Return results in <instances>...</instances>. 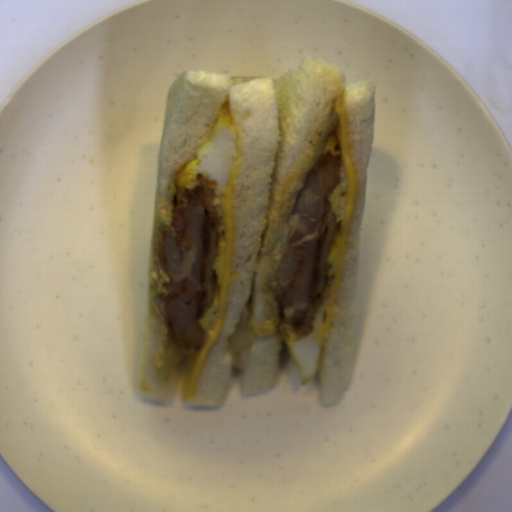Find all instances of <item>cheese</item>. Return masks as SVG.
<instances>
[{
    "instance_id": "9ae1461e",
    "label": "cheese",
    "mask_w": 512,
    "mask_h": 512,
    "mask_svg": "<svg viewBox=\"0 0 512 512\" xmlns=\"http://www.w3.org/2000/svg\"><path fill=\"white\" fill-rule=\"evenodd\" d=\"M241 156L238 157L232 166V170L226 185L220 188L218 207L220 209V217L224 224L219 226L218 231H223L225 240L224 248V268L222 275V286L214 293L218 296L219 314L215 321H210L207 331L204 333V344L200 350H196L192 356H188L186 360L181 396L183 400L197 399V384L202 368L208 358L209 352L218 341L224 324L225 310L228 301L233 245H234V216H233V199L235 182L239 170ZM220 238V239H221Z\"/></svg>"
},
{
    "instance_id": "39d9744d",
    "label": "cheese",
    "mask_w": 512,
    "mask_h": 512,
    "mask_svg": "<svg viewBox=\"0 0 512 512\" xmlns=\"http://www.w3.org/2000/svg\"><path fill=\"white\" fill-rule=\"evenodd\" d=\"M334 110L337 115L336 129L330 133L323 150L331 156H340L347 184L344 216L340 220V249L328 305L325 309L324 321L316 329L315 337L325 339L327 336L343 284L351 230L360 194V175L357 169L351 140L350 112L342 90L339 97L334 99Z\"/></svg>"
}]
</instances>
